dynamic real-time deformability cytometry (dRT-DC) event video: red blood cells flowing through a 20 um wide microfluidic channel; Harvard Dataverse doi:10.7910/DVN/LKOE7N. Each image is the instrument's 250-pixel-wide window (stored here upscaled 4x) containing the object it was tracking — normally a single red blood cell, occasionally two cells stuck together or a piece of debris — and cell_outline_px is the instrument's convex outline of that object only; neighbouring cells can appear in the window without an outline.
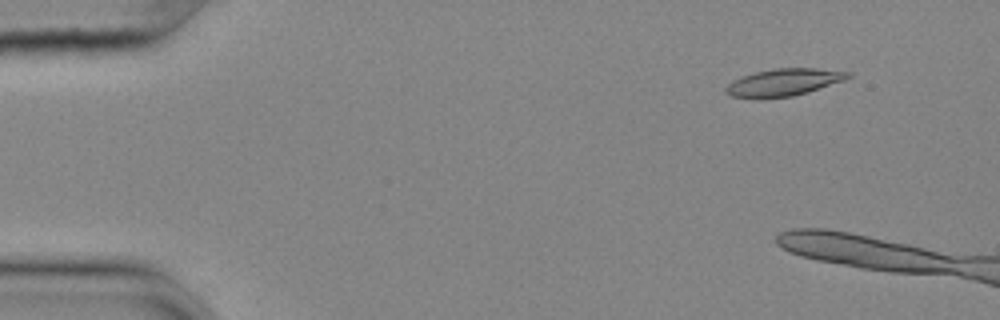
{"species": "common noctule bat (a hibernating species)", "species_latin": "Nyctalus noctula", "temperature_condition": "cold", "stored_images_in_passage": 12, "camera_frame_rate_fps": 3000, "um_per_image_px": 0.085, "animal": {"sex": "female", "body_mass_g": 25.1}, "frame": {"image": 1, "passage_image": 6, "time_ms": 1.667, "image_size_px": [1000, 320], "cell_outline_px": [[852, 76], [844, 80], [808, 92], [792, 96], [732, 96], [724, 92], [724, 88], [732, 80], [756, 72], [776, 68], [816, 68], [852, 72]], "centroid_in_image_um": [66.68, 6.96], "position_along_channel_um": 18.3, "area_um2": 18.79}}